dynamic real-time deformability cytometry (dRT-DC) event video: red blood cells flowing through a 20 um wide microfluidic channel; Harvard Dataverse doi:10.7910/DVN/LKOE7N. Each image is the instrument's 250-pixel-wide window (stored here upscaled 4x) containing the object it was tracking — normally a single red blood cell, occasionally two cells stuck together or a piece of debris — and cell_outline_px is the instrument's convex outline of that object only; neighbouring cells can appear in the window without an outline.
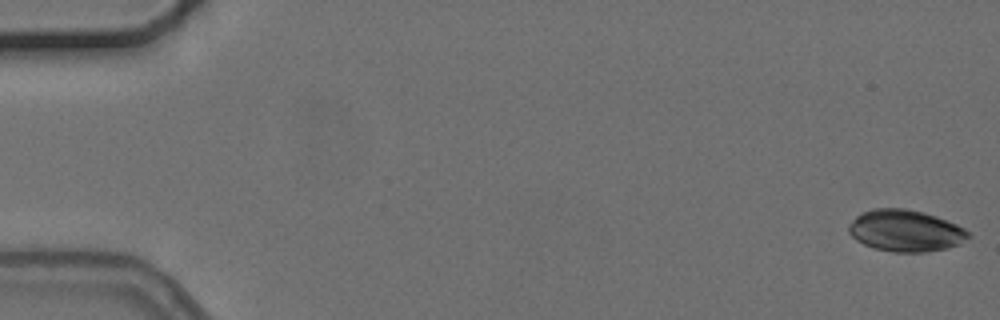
{"species": "common noctule bat (a hibernating species)", "species_latin": "Nyctalus noctula", "temperature_condition": "cold", "stored_images_in_passage": 4, "camera_frame_rate_fps": 3000, "um_per_image_px": 0.085, "animal": {"sex": "female", "body_mass_g": 24.6, "forearm_length_mm": 56.2}, "frame": {"image": 1, "passage_image": 1, "time_ms": 0.0, "image_size_px": [1000, 320], "cell_outline_px": [[972, 236], [960, 244], [948, 248], [928, 252], [892, 252], [876, 248], [864, 244], [856, 240], [848, 232], [848, 224], [860, 212], [872, 208], [904, 208], [924, 212], [936, 216], [956, 224], [964, 228]], "centroid_in_image_um": [76.96, 19.6], "position_along_channel_um": 8.0, "area_um2": 29.3}}
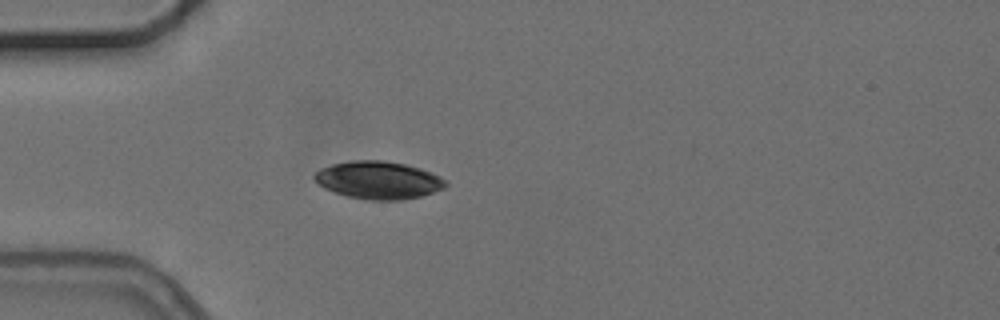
{"frame": {"image": 2, "passage_image": 4, "time_ms": 5.0, "image_size_px": [1000, 320], "cell_outline_px": [[448, 184], [444, 188], [420, 196], [400, 200], [368, 200], [348, 196], [324, 188], [312, 176], [320, 168], [332, 164], [352, 160], [384, 160], [404, 164], [420, 168], [440, 176]], "centroid_in_image_um": [32.16, 15.3], "position_along_channel_um": 52.8, "area_um2": 28.61}}